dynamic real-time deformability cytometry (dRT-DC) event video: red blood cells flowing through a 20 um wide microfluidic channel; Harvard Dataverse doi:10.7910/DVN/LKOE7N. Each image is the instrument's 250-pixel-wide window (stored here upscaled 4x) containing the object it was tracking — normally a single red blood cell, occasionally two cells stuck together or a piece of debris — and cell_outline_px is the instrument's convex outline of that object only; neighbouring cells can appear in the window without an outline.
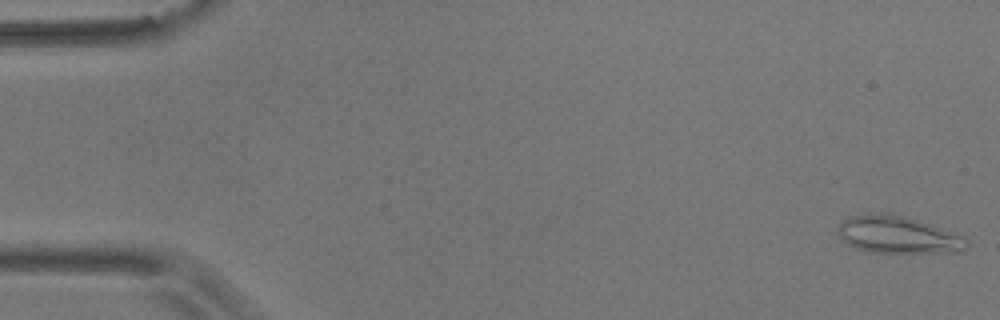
{"species": "common noctule bat (a hibernating species)", "species_latin": "Nyctalus noctula", "temperature_condition": "room temperature", "stored_images_in_passage": 56, "camera_frame_rate_fps": 3000, "um_per_image_px": 0.085, "animal": {"sex": "male", "body_mass_g": 17.9}, "frame": {"image": 1, "passage_image": 1, "time_ms": 0.0, "image_size_px": [1000, 320], "cell_outline_px": [[968, 244], [964, 252], [868, 252], [848, 244], [840, 236], [836, 228], [844, 220], [852, 216], [880, 212], [888, 212], [904, 216], [932, 224], [960, 236], [968, 240]], "centroid_in_image_um": [76.33, 19.95], "position_along_channel_um": 8.7, "area_um2": 27.74}}
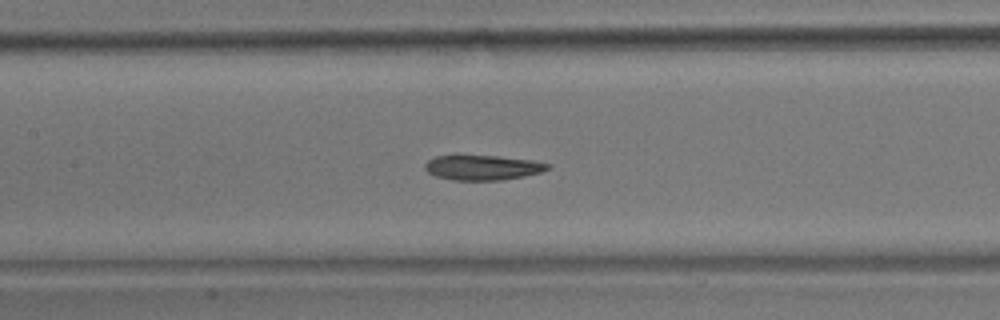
{"frame": {"image": 2, "passage_image": 25, "time_ms": 8.0, "image_size_px": [1000, 320], "cell_outline_px": [[552, 168], [540, 172], [524, 176], [500, 180], [452, 180], [436, 176], [428, 172], [424, 168], [424, 164], [428, 160], [436, 156], [500, 156], [532, 160], [552, 164]], "centroid_in_image_um": [41.06, 14.24], "position_along_channel_um": 166.3, "area_um2": 17.8}}
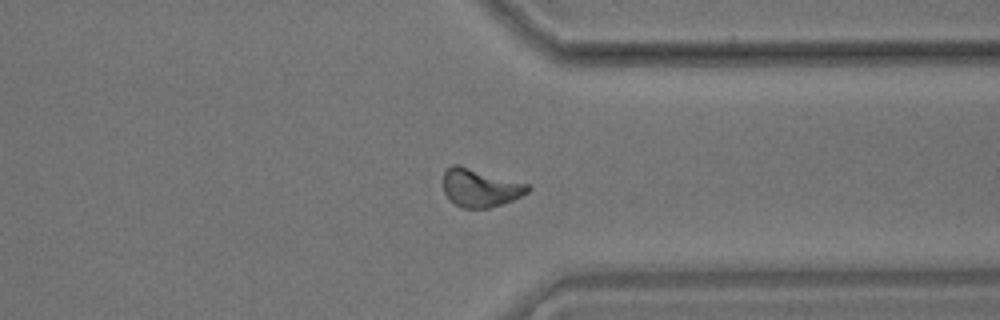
{"frame": {"image": 3, "passage_image": 42, "time_ms": 13.667, "image_size_px": [1000, 320], "cell_outline_px": [[532, 188], [528, 192], [512, 200], [488, 208], [460, 208], [444, 192], [444, 172], [452, 164], [460, 164], [528, 184]], "centroid_in_image_um": [40.82, 15.94], "position_along_channel_um": 370.6, "area_um2": 18.67}, "authors_computed_cell_mechanics": {"area_um2": 18.785, "velocity_mm_per_s": 3.6306, "shape_relaxation_time_tau1_ms": 6.2793, "shape_relaxation_time_tau2_ms": 10.9489, "deformation_change_tau1": 0.1452, "deformation_change_tau2": 0.1712}}